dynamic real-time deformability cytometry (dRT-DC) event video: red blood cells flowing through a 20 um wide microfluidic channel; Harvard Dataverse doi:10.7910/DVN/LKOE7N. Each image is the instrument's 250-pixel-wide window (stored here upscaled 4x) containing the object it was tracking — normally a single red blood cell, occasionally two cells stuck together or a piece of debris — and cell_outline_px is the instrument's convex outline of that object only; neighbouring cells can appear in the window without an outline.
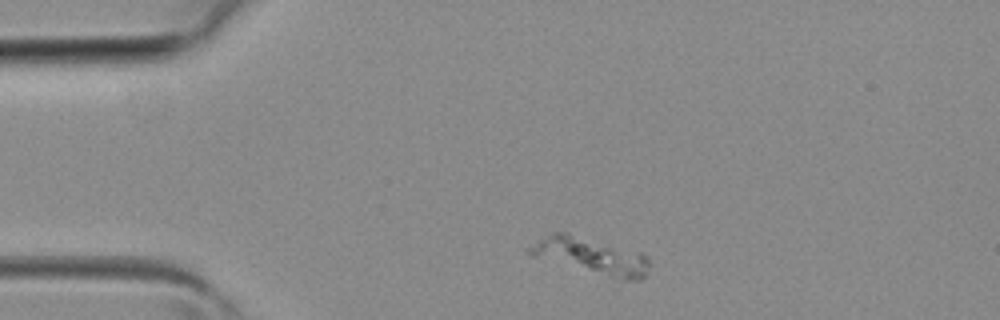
{"species": "common noctule bat (a hibernating species)", "species_latin": "Nyctalus noctula", "temperature_condition": "room temperature", "stored_images_in_passage": 2, "camera_frame_rate_fps": 3000, "um_per_image_px": 0.085, "animal": {"sex": "female", "body_mass_g": 19.3, "forearm_length_mm": 54.1}, "frame": {"image": 1, "passage_image": 1, "time_ms": 0.0, "image_size_px": [1000, 320], "cell_outline_px": [[648, 272], [640, 280], [612, 288], [532, 256], [524, 252], [524, 248], [552, 232], [568, 232], [644, 252], [648, 256]], "centroid_in_image_um": [50.26, 21.95], "position_along_channel_um": 34.7, "area_um2": 29.71}}